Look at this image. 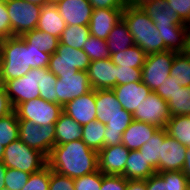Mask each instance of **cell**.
<instances>
[{
	"mask_svg": "<svg viewBox=\"0 0 190 190\" xmlns=\"http://www.w3.org/2000/svg\"><path fill=\"white\" fill-rule=\"evenodd\" d=\"M51 54L29 46L21 36L8 37L0 56V83L18 79L32 68H48Z\"/></svg>",
	"mask_w": 190,
	"mask_h": 190,
	"instance_id": "6da1fadb",
	"label": "cell"
},
{
	"mask_svg": "<svg viewBox=\"0 0 190 190\" xmlns=\"http://www.w3.org/2000/svg\"><path fill=\"white\" fill-rule=\"evenodd\" d=\"M47 165L60 175L76 179L98 171V152L82 140L55 145L47 157Z\"/></svg>",
	"mask_w": 190,
	"mask_h": 190,
	"instance_id": "7a4b0ae2",
	"label": "cell"
},
{
	"mask_svg": "<svg viewBox=\"0 0 190 190\" xmlns=\"http://www.w3.org/2000/svg\"><path fill=\"white\" fill-rule=\"evenodd\" d=\"M96 120L106 124L104 147L122 144L123 132L132 123L133 115L122 108L112 89L96 90Z\"/></svg>",
	"mask_w": 190,
	"mask_h": 190,
	"instance_id": "3957f363",
	"label": "cell"
},
{
	"mask_svg": "<svg viewBox=\"0 0 190 190\" xmlns=\"http://www.w3.org/2000/svg\"><path fill=\"white\" fill-rule=\"evenodd\" d=\"M122 19L128 26L134 44L147 55L168 50L154 22L139 5H126L122 11Z\"/></svg>",
	"mask_w": 190,
	"mask_h": 190,
	"instance_id": "277c9868",
	"label": "cell"
},
{
	"mask_svg": "<svg viewBox=\"0 0 190 190\" xmlns=\"http://www.w3.org/2000/svg\"><path fill=\"white\" fill-rule=\"evenodd\" d=\"M2 162L7 168L31 174L47 165V157L17 139L5 147Z\"/></svg>",
	"mask_w": 190,
	"mask_h": 190,
	"instance_id": "5b68a950",
	"label": "cell"
},
{
	"mask_svg": "<svg viewBox=\"0 0 190 190\" xmlns=\"http://www.w3.org/2000/svg\"><path fill=\"white\" fill-rule=\"evenodd\" d=\"M91 61L81 49H75L59 43L56 51L51 54L48 69L55 75L76 74L77 71H86Z\"/></svg>",
	"mask_w": 190,
	"mask_h": 190,
	"instance_id": "8992f818",
	"label": "cell"
},
{
	"mask_svg": "<svg viewBox=\"0 0 190 190\" xmlns=\"http://www.w3.org/2000/svg\"><path fill=\"white\" fill-rule=\"evenodd\" d=\"M177 52L167 50L148 54L141 69V81L151 90L156 91L170 76L174 55Z\"/></svg>",
	"mask_w": 190,
	"mask_h": 190,
	"instance_id": "52a82bcc",
	"label": "cell"
},
{
	"mask_svg": "<svg viewBox=\"0 0 190 190\" xmlns=\"http://www.w3.org/2000/svg\"><path fill=\"white\" fill-rule=\"evenodd\" d=\"M12 36H21L36 29L42 6L25 0H6Z\"/></svg>",
	"mask_w": 190,
	"mask_h": 190,
	"instance_id": "ba28073f",
	"label": "cell"
},
{
	"mask_svg": "<svg viewBox=\"0 0 190 190\" xmlns=\"http://www.w3.org/2000/svg\"><path fill=\"white\" fill-rule=\"evenodd\" d=\"M14 111L18 120H30L40 126L55 124L63 107L58 103H52L36 98L19 104Z\"/></svg>",
	"mask_w": 190,
	"mask_h": 190,
	"instance_id": "9c48e42d",
	"label": "cell"
},
{
	"mask_svg": "<svg viewBox=\"0 0 190 190\" xmlns=\"http://www.w3.org/2000/svg\"><path fill=\"white\" fill-rule=\"evenodd\" d=\"M19 139L48 157L55 146V124L40 126L30 120H19Z\"/></svg>",
	"mask_w": 190,
	"mask_h": 190,
	"instance_id": "30bf717a",
	"label": "cell"
},
{
	"mask_svg": "<svg viewBox=\"0 0 190 190\" xmlns=\"http://www.w3.org/2000/svg\"><path fill=\"white\" fill-rule=\"evenodd\" d=\"M41 68H32L26 75L6 81L4 83L6 94L15 109L19 104L40 98L39 81Z\"/></svg>",
	"mask_w": 190,
	"mask_h": 190,
	"instance_id": "8fae6325",
	"label": "cell"
},
{
	"mask_svg": "<svg viewBox=\"0 0 190 190\" xmlns=\"http://www.w3.org/2000/svg\"><path fill=\"white\" fill-rule=\"evenodd\" d=\"M133 119L159 128H166L171 118L167 102L152 91L132 114Z\"/></svg>",
	"mask_w": 190,
	"mask_h": 190,
	"instance_id": "7c38bea8",
	"label": "cell"
},
{
	"mask_svg": "<svg viewBox=\"0 0 190 190\" xmlns=\"http://www.w3.org/2000/svg\"><path fill=\"white\" fill-rule=\"evenodd\" d=\"M57 103L64 107L70 100L87 94L92 90L86 71L76 74L59 75L56 83Z\"/></svg>",
	"mask_w": 190,
	"mask_h": 190,
	"instance_id": "4fadbf2b",
	"label": "cell"
},
{
	"mask_svg": "<svg viewBox=\"0 0 190 190\" xmlns=\"http://www.w3.org/2000/svg\"><path fill=\"white\" fill-rule=\"evenodd\" d=\"M129 152L123 144L103 147L98 152V170L104 175H123Z\"/></svg>",
	"mask_w": 190,
	"mask_h": 190,
	"instance_id": "5bb4252c",
	"label": "cell"
},
{
	"mask_svg": "<svg viewBox=\"0 0 190 190\" xmlns=\"http://www.w3.org/2000/svg\"><path fill=\"white\" fill-rule=\"evenodd\" d=\"M139 6L152 19L156 28L188 27L178 18L176 11L170 10L166 0H145Z\"/></svg>",
	"mask_w": 190,
	"mask_h": 190,
	"instance_id": "9a60e30c",
	"label": "cell"
},
{
	"mask_svg": "<svg viewBox=\"0 0 190 190\" xmlns=\"http://www.w3.org/2000/svg\"><path fill=\"white\" fill-rule=\"evenodd\" d=\"M87 73L94 90H108L116 86V65L111 58L91 61Z\"/></svg>",
	"mask_w": 190,
	"mask_h": 190,
	"instance_id": "2e32d148",
	"label": "cell"
},
{
	"mask_svg": "<svg viewBox=\"0 0 190 190\" xmlns=\"http://www.w3.org/2000/svg\"><path fill=\"white\" fill-rule=\"evenodd\" d=\"M96 90L92 89L85 95L70 100L63 112L70 116L81 126L96 120Z\"/></svg>",
	"mask_w": 190,
	"mask_h": 190,
	"instance_id": "e0dca14e",
	"label": "cell"
},
{
	"mask_svg": "<svg viewBox=\"0 0 190 190\" xmlns=\"http://www.w3.org/2000/svg\"><path fill=\"white\" fill-rule=\"evenodd\" d=\"M187 147L167 135L160 150L159 172L182 171Z\"/></svg>",
	"mask_w": 190,
	"mask_h": 190,
	"instance_id": "ac0fdd59",
	"label": "cell"
},
{
	"mask_svg": "<svg viewBox=\"0 0 190 190\" xmlns=\"http://www.w3.org/2000/svg\"><path fill=\"white\" fill-rule=\"evenodd\" d=\"M55 5L66 25L89 26L93 7L88 0H62Z\"/></svg>",
	"mask_w": 190,
	"mask_h": 190,
	"instance_id": "d6986e66",
	"label": "cell"
},
{
	"mask_svg": "<svg viewBox=\"0 0 190 190\" xmlns=\"http://www.w3.org/2000/svg\"><path fill=\"white\" fill-rule=\"evenodd\" d=\"M113 92L122 108L133 114L152 92L142 81L115 86Z\"/></svg>",
	"mask_w": 190,
	"mask_h": 190,
	"instance_id": "ffe728a7",
	"label": "cell"
},
{
	"mask_svg": "<svg viewBox=\"0 0 190 190\" xmlns=\"http://www.w3.org/2000/svg\"><path fill=\"white\" fill-rule=\"evenodd\" d=\"M123 9L98 8L93 9L90 18V34L106 40L113 27L122 19Z\"/></svg>",
	"mask_w": 190,
	"mask_h": 190,
	"instance_id": "44dd1931",
	"label": "cell"
},
{
	"mask_svg": "<svg viewBox=\"0 0 190 190\" xmlns=\"http://www.w3.org/2000/svg\"><path fill=\"white\" fill-rule=\"evenodd\" d=\"M158 129L157 126L133 120L123 132L122 144L128 150H139Z\"/></svg>",
	"mask_w": 190,
	"mask_h": 190,
	"instance_id": "7402d4cb",
	"label": "cell"
},
{
	"mask_svg": "<svg viewBox=\"0 0 190 190\" xmlns=\"http://www.w3.org/2000/svg\"><path fill=\"white\" fill-rule=\"evenodd\" d=\"M66 26V22L60 16L55 4L42 6L36 29L45 31L52 36L60 38Z\"/></svg>",
	"mask_w": 190,
	"mask_h": 190,
	"instance_id": "603a6c76",
	"label": "cell"
},
{
	"mask_svg": "<svg viewBox=\"0 0 190 190\" xmlns=\"http://www.w3.org/2000/svg\"><path fill=\"white\" fill-rule=\"evenodd\" d=\"M155 173L156 171L147 163L139 150H130L124 174L122 175L125 179L146 180Z\"/></svg>",
	"mask_w": 190,
	"mask_h": 190,
	"instance_id": "cb8c5ba5",
	"label": "cell"
},
{
	"mask_svg": "<svg viewBox=\"0 0 190 190\" xmlns=\"http://www.w3.org/2000/svg\"><path fill=\"white\" fill-rule=\"evenodd\" d=\"M82 140V126L62 112L55 122V145Z\"/></svg>",
	"mask_w": 190,
	"mask_h": 190,
	"instance_id": "d4e9b609",
	"label": "cell"
},
{
	"mask_svg": "<svg viewBox=\"0 0 190 190\" xmlns=\"http://www.w3.org/2000/svg\"><path fill=\"white\" fill-rule=\"evenodd\" d=\"M107 47L110 52V56L120 51L126 50L134 44L133 37L128 30V26L121 19L111 30L106 39Z\"/></svg>",
	"mask_w": 190,
	"mask_h": 190,
	"instance_id": "484cf974",
	"label": "cell"
},
{
	"mask_svg": "<svg viewBox=\"0 0 190 190\" xmlns=\"http://www.w3.org/2000/svg\"><path fill=\"white\" fill-rule=\"evenodd\" d=\"M21 37L29 46L37 47L39 51L50 54L56 51L60 43L59 38L38 29L27 31Z\"/></svg>",
	"mask_w": 190,
	"mask_h": 190,
	"instance_id": "4316f807",
	"label": "cell"
},
{
	"mask_svg": "<svg viewBox=\"0 0 190 190\" xmlns=\"http://www.w3.org/2000/svg\"><path fill=\"white\" fill-rule=\"evenodd\" d=\"M165 128H159L155 134L146 142L140 149L139 152L147 160V163L158 173L159 172V159L161 145L163 144L164 138L167 136Z\"/></svg>",
	"mask_w": 190,
	"mask_h": 190,
	"instance_id": "83f0119b",
	"label": "cell"
},
{
	"mask_svg": "<svg viewBox=\"0 0 190 190\" xmlns=\"http://www.w3.org/2000/svg\"><path fill=\"white\" fill-rule=\"evenodd\" d=\"M147 54L137 45L111 55L113 64L122 67L142 69Z\"/></svg>",
	"mask_w": 190,
	"mask_h": 190,
	"instance_id": "f1b7e54d",
	"label": "cell"
},
{
	"mask_svg": "<svg viewBox=\"0 0 190 190\" xmlns=\"http://www.w3.org/2000/svg\"><path fill=\"white\" fill-rule=\"evenodd\" d=\"M165 129L170 137L190 148V115L171 116Z\"/></svg>",
	"mask_w": 190,
	"mask_h": 190,
	"instance_id": "f546056e",
	"label": "cell"
},
{
	"mask_svg": "<svg viewBox=\"0 0 190 190\" xmlns=\"http://www.w3.org/2000/svg\"><path fill=\"white\" fill-rule=\"evenodd\" d=\"M188 27H165L157 28L160 32L164 45L168 50L175 52H184L186 48Z\"/></svg>",
	"mask_w": 190,
	"mask_h": 190,
	"instance_id": "4dcf8cb0",
	"label": "cell"
},
{
	"mask_svg": "<svg viewBox=\"0 0 190 190\" xmlns=\"http://www.w3.org/2000/svg\"><path fill=\"white\" fill-rule=\"evenodd\" d=\"M106 124L94 120L82 126V141L92 150L99 152L104 147Z\"/></svg>",
	"mask_w": 190,
	"mask_h": 190,
	"instance_id": "1f68e13d",
	"label": "cell"
},
{
	"mask_svg": "<svg viewBox=\"0 0 190 190\" xmlns=\"http://www.w3.org/2000/svg\"><path fill=\"white\" fill-rule=\"evenodd\" d=\"M90 35L89 26L67 25L59 40L63 45L82 50L83 45Z\"/></svg>",
	"mask_w": 190,
	"mask_h": 190,
	"instance_id": "d6a6232c",
	"label": "cell"
},
{
	"mask_svg": "<svg viewBox=\"0 0 190 190\" xmlns=\"http://www.w3.org/2000/svg\"><path fill=\"white\" fill-rule=\"evenodd\" d=\"M19 139V120L15 111L0 118V144L4 147Z\"/></svg>",
	"mask_w": 190,
	"mask_h": 190,
	"instance_id": "836d02e7",
	"label": "cell"
},
{
	"mask_svg": "<svg viewBox=\"0 0 190 190\" xmlns=\"http://www.w3.org/2000/svg\"><path fill=\"white\" fill-rule=\"evenodd\" d=\"M170 76L175 77L180 86H190V59L184 52H178L174 55Z\"/></svg>",
	"mask_w": 190,
	"mask_h": 190,
	"instance_id": "e575fe53",
	"label": "cell"
},
{
	"mask_svg": "<svg viewBox=\"0 0 190 190\" xmlns=\"http://www.w3.org/2000/svg\"><path fill=\"white\" fill-rule=\"evenodd\" d=\"M58 77L55 76L48 68H41L39 91L40 98L45 101L57 103L56 83Z\"/></svg>",
	"mask_w": 190,
	"mask_h": 190,
	"instance_id": "d590c367",
	"label": "cell"
},
{
	"mask_svg": "<svg viewBox=\"0 0 190 190\" xmlns=\"http://www.w3.org/2000/svg\"><path fill=\"white\" fill-rule=\"evenodd\" d=\"M167 104L171 116L190 115V86L179 89Z\"/></svg>",
	"mask_w": 190,
	"mask_h": 190,
	"instance_id": "8d00e7d4",
	"label": "cell"
},
{
	"mask_svg": "<svg viewBox=\"0 0 190 190\" xmlns=\"http://www.w3.org/2000/svg\"><path fill=\"white\" fill-rule=\"evenodd\" d=\"M82 50L87 54L90 61L111 57L106 40L97 38L93 35L88 37Z\"/></svg>",
	"mask_w": 190,
	"mask_h": 190,
	"instance_id": "74e56055",
	"label": "cell"
},
{
	"mask_svg": "<svg viewBox=\"0 0 190 190\" xmlns=\"http://www.w3.org/2000/svg\"><path fill=\"white\" fill-rule=\"evenodd\" d=\"M50 167L46 165L41 170L31 173L28 182L21 190H49Z\"/></svg>",
	"mask_w": 190,
	"mask_h": 190,
	"instance_id": "f35d334b",
	"label": "cell"
},
{
	"mask_svg": "<svg viewBox=\"0 0 190 190\" xmlns=\"http://www.w3.org/2000/svg\"><path fill=\"white\" fill-rule=\"evenodd\" d=\"M31 174L14 168H7L5 173V189L21 190L24 188Z\"/></svg>",
	"mask_w": 190,
	"mask_h": 190,
	"instance_id": "ab89813d",
	"label": "cell"
},
{
	"mask_svg": "<svg viewBox=\"0 0 190 190\" xmlns=\"http://www.w3.org/2000/svg\"><path fill=\"white\" fill-rule=\"evenodd\" d=\"M101 185L102 173L99 170L74 179L75 190H100Z\"/></svg>",
	"mask_w": 190,
	"mask_h": 190,
	"instance_id": "60d3db41",
	"label": "cell"
},
{
	"mask_svg": "<svg viewBox=\"0 0 190 190\" xmlns=\"http://www.w3.org/2000/svg\"><path fill=\"white\" fill-rule=\"evenodd\" d=\"M141 69L120 67L116 65V86L141 81Z\"/></svg>",
	"mask_w": 190,
	"mask_h": 190,
	"instance_id": "b9f144b4",
	"label": "cell"
},
{
	"mask_svg": "<svg viewBox=\"0 0 190 190\" xmlns=\"http://www.w3.org/2000/svg\"><path fill=\"white\" fill-rule=\"evenodd\" d=\"M158 173L163 177V179H169L170 190H186L189 180L182 171H168Z\"/></svg>",
	"mask_w": 190,
	"mask_h": 190,
	"instance_id": "7bdbcfd3",
	"label": "cell"
},
{
	"mask_svg": "<svg viewBox=\"0 0 190 190\" xmlns=\"http://www.w3.org/2000/svg\"><path fill=\"white\" fill-rule=\"evenodd\" d=\"M170 10L176 11L178 18L190 26V0H166Z\"/></svg>",
	"mask_w": 190,
	"mask_h": 190,
	"instance_id": "ee69618b",
	"label": "cell"
},
{
	"mask_svg": "<svg viewBox=\"0 0 190 190\" xmlns=\"http://www.w3.org/2000/svg\"><path fill=\"white\" fill-rule=\"evenodd\" d=\"M49 190H75L74 179L60 175L50 169Z\"/></svg>",
	"mask_w": 190,
	"mask_h": 190,
	"instance_id": "f6af8a7d",
	"label": "cell"
},
{
	"mask_svg": "<svg viewBox=\"0 0 190 190\" xmlns=\"http://www.w3.org/2000/svg\"><path fill=\"white\" fill-rule=\"evenodd\" d=\"M182 88L183 86L179 85V82L176 81L175 77L169 76V78L166 79V82H164L163 85L161 84L155 92L168 102L170 99H173V95Z\"/></svg>",
	"mask_w": 190,
	"mask_h": 190,
	"instance_id": "bcb514c9",
	"label": "cell"
},
{
	"mask_svg": "<svg viewBox=\"0 0 190 190\" xmlns=\"http://www.w3.org/2000/svg\"><path fill=\"white\" fill-rule=\"evenodd\" d=\"M128 180L122 175H104L100 190H125Z\"/></svg>",
	"mask_w": 190,
	"mask_h": 190,
	"instance_id": "7dc6e473",
	"label": "cell"
},
{
	"mask_svg": "<svg viewBox=\"0 0 190 190\" xmlns=\"http://www.w3.org/2000/svg\"><path fill=\"white\" fill-rule=\"evenodd\" d=\"M0 32L7 38L12 37L10 17L7 12L6 0H0Z\"/></svg>",
	"mask_w": 190,
	"mask_h": 190,
	"instance_id": "c3c4849f",
	"label": "cell"
},
{
	"mask_svg": "<svg viewBox=\"0 0 190 190\" xmlns=\"http://www.w3.org/2000/svg\"><path fill=\"white\" fill-rule=\"evenodd\" d=\"M146 190H170L169 179H163V177L156 172L146 179Z\"/></svg>",
	"mask_w": 190,
	"mask_h": 190,
	"instance_id": "681fc988",
	"label": "cell"
},
{
	"mask_svg": "<svg viewBox=\"0 0 190 190\" xmlns=\"http://www.w3.org/2000/svg\"><path fill=\"white\" fill-rule=\"evenodd\" d=\"M93 9L98 8H114L124 9L127 5V0H88Z\"/></svg>",
	"mask_w": 190,
	"mask_h": 190,
	"instance_id": "f907efd6",
	"label": "cell"
},
{
	"mask_svg": "<svg viewBox=\"0 0 190 190\" xmlns=\"http://www.w3.org/2000/svg\"><path fill=\"white\" fill-rule=\"evenodd\" d=\"M13 111L14 109L8 95L6 94L5 86L0 83V118L7 116Z\"/></svg>",
	"mask_w": 190,
	"mask_h": 190,
	"instance_id": "816d5d0a",
	"label": "cell"
},
{
	"mask_svg": "<svg viewBox=\"0 0 190 190\" xmlns=\"http://www.w3.org/2000/svg\"><path fill=\"white\" fill-rule=\"evenodd\" d=\"M125 190H146V180H128Z\"/></svg>",
	"mask_w": 190,
	"mask_h": 190,
	"instance_id": "f5cc1de1",
	"label": "cell"
},
{
	"mask_svg": "<svg viewBox=\"0 0 190 190\" xmlns=\"http://www.w3.org/2000/svg\"><path fill=\"white\" fill-rule=\"evenodd\" d=\"M182 172L190 182V148H187L186 158L183 164Z\"/></svg>",
	"mask_w": 190,
	"mask_h": 190,
	"instance_id": "db71d44e",
	"label": "cell"
},
{
	"mask_svg": "<svg viewBox=\"0 0 190 190\" xmlns=\"http://www.w3.org/2000/svg\"><path fill=\"white\" fill-rule=\"evenodd\" d=\"M7 167L0 161V190L5 189V173Z\"/></svg>",
	"mask_w": 190,
	"mask_h": 190,
	"instance_id": "11a10c76",
	"label": "cell"
},
{
	"mask_svg": "<svg viewBox=\"0 0 190 190\" xmlns=\"http://www.w3.org/2000/svg\"><path fill=\"white\" fill-rule=\"evenodd\" d=\"M25 1H27L28 3H33V4L40 5V6L50 4V0H25Z\"/></svg>",
	"mask_w": 190,
	"mask_h": 190,
	"instance_id": "9f6ffc18",
	"label": "cell"
},
{
	"mask_svg": "<svg viewBox=\"0 0 190 190\" xmlns=\"http://www.w3.org/2000/svg\"><path fill=\"white\" fill-rule=\"evenodd\" d=\"M6 39H7V37L0 32V56H1V52L4 47V43H5Z\"/></svg>",
	"mask_w": 190,
	"mask_h": 190,
	"instance_id": "6f0895ef",
	"label": "cell"
},
{
	"mask_svg": "<svg viewBox=\"0 0 190 190\" xmlns=\"http://www.w3.org/2000/svg\"><path fill=\"white\" fill-rule=\"evenodd\" d=\"M145 0H127V5H140Z\"/></svg>",
	"mask_w": 190,
	"mask_h": 190,
	"instance_id": "680465c9",
	"label": "cell"
},
{
	"mask_svg": "<svg viewBox=\"0 0 190 190\" xmlns=\"http://www.w3.org/2000/svg\"><path fill=\"white\" fill-rule=\"evenodd\" d=\"M186 48H190V26L187 28Z\"/></svg>",
	"mask_w": 190,
	"mask_h": 190,
	"instance_id": "91938a15",
	"label": "cell"
},
{
	"mask_svg": "<svg viewBox=\"0 0 190 190\" xmlns=\"http://www.w3.org/2000/svg\"><path fill=\"white\" fill-rule=\"evenodd\" d=\"M5 147L0 144V161L3 159Z\"/></svg>",
	"mask_w": 190,
	"mask_h": 190,
	"instance_id": "94428289",
	"label": "cell"
},
{
	"mask_svg": "<svg viewBox=\"0 0 190 190\" xmlns=\"http://www.w3.org/2000/svg\"><path fill=\"white\" fill-rule=\"evenodd\" d=\"M184 53L190 59V48H185Z\"/></svg>",
	"mask_w": 190,
	"mask_h": 190,
	"instance_id": "6125c7cd",
	"label": "cell"
},
{
	"mask_svg": "<svg viewBox=\"0 0 190 190\" xmlns=\"http://www.w3.org/2000/svg\"><path fill=\"white\" fill-rule=\"evenodd\" d=\"M60 1H62V0H50V4H57Z\"/></svg>",
	"mask_w": 190,
	"mask_h": 190,
	"instance_id": "be15d7a7",
	"label": "cell"
},
{
	"mask_svg": "<svg viewBox=\"0 0 190 190\" xmlns=\"http://www.w3.org/2000/svg\"><path fill=\"white\" fill-rule=\"evenodd\" d=\"M186 190H190V182L188 183Z\"/></svg>",
	"mask_w": 190,
	"mask_h": 190,
	"instance_id": "e7e4bbea",
	"label": "cell"
}]
</instances>
